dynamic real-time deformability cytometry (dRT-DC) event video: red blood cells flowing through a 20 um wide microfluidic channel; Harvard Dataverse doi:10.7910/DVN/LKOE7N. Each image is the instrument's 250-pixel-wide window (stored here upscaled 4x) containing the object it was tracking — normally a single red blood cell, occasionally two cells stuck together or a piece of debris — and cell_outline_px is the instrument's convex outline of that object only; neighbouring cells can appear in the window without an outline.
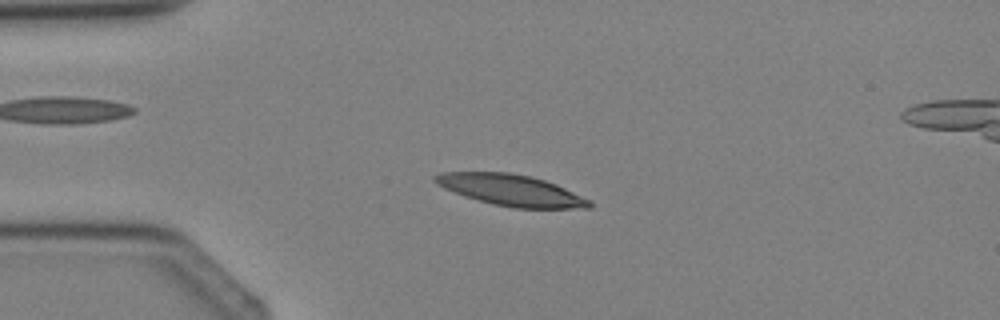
{"species": "Egyptian fruit bat (a non-hibernating species)", "species_latin": "Rousettus aegyptiacus", "temperature_condition": "cold", "stored_images_in_passage": 3, "camera_frame_rate_fps": 3000, "um_per_image_px": 0.085, "animal": {"sex": "female"}, "frame": {"image": 1, "passage_image": 2, "time_ms": 1.333, "image_size_px": [1000, 320], "cell_outline_px": [[592, 208], [512, 208], [492, 204], [464, 196], [444, 188], [436, 184], [432, 180], [432, 176], [440, 172], [508, 172], [532, 176], [556, 184], [592, 200]], "centroid_in_image_um": [43.43, 16.16], "position_along_channel_um": 41.6, "area_um2": 28.32}}